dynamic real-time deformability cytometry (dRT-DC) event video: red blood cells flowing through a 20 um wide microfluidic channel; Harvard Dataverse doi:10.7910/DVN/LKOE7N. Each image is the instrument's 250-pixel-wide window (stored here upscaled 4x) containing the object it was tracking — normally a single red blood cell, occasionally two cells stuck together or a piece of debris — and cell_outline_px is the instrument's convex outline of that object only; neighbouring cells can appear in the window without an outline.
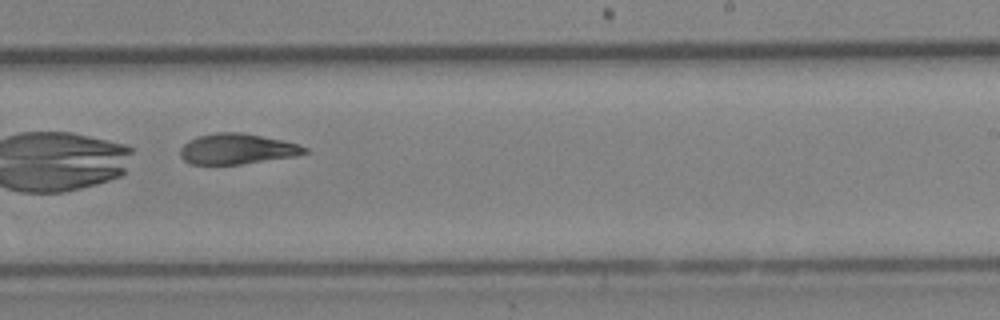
{"species": "Egyptian fruit bat (a non-hibernating species)", "species_latin": "Rousettus aegyptiacus", "temperature_condition": "cold", "stored_images_in_passage": 40, "camera_frame_rate_fps": 3000, "um_per_image_px": 0.085, "animal": {"sex": "female"}, "frame": {"image": 1, "passage_image": 29, "time_ms": 9.333, "image_size_px": [1000, 320], "cell_outline_px": [[308, 152], [296, 156], [240, 164], [192, 164], [184, 160], [180, 156], [180, 148], [184, 144], [200, 136], [216, 132], [240, 132], [280, 140], [296, 144], [308, 148]], "centroid_in_image_um": [20.14, 12.66], "position_along_channel_um": 268.9, "area_um2": 21.73}}